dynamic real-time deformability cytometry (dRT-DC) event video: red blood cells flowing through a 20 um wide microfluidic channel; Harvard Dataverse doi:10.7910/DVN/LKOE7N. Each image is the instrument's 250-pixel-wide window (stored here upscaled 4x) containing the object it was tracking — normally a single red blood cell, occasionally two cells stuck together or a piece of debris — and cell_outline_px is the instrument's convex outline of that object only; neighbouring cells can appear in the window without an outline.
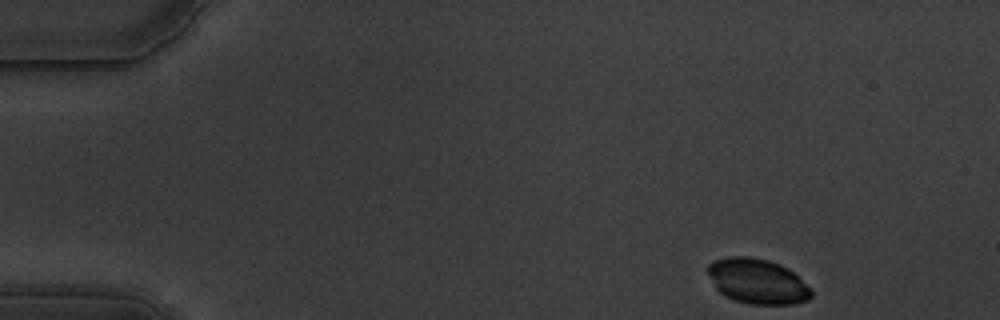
{"species": "common noctule bat (a hibernating species)", "species_latin": "Nyctalus noctula", "temperature_condition": "warm", "stored_images_in_passage": 52, "camera_frame_rate_fps": 3000, "um_per_image_px": 0.085, "animal": {"sex": "male", "body_mass_g": 19.5, "forearm_length_mm": 54.6}, "frame": {"image": 1, "passage_image": 1, "time_ms": 0.0, "image_size_px": [1000, 320], "cell_outline_px": [[812, 296], [808, 300], [792, 304], [748, 304], [724, 296], [716, 288], [708, 272], [708, 264], [716, 260], [728, 256], [748, 256], [768, 260], [780, 264], [788, 268], [812, 288]], "centroid_in_image_um": [64.41, 23.91], "position_along_channel_um": 20.6, "area_um2": 27.17}}
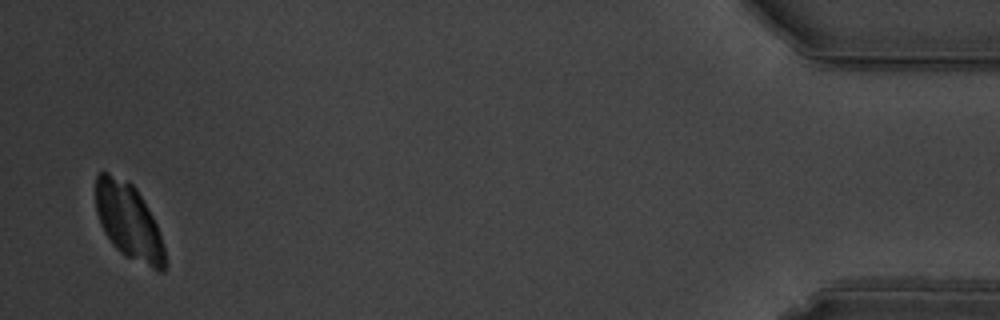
{"frame": {"image": 2, "passage_image": 51, "time_ms": 16.667, "image_size_px": [1000, 320], "cell_outline_px": [[164, 272], [160, 272], [124, 256], [112, 244], [104, 232], [100, 224], [96, 212], [96, 172], [108, 172], [128, 180], [136, 188], [148, 208], [156, 224], [164, 248]], "centroid_in_image_um": [10.9, 18.79], "position_along_channel_um": 424.3, "area_um2": 30.58}}